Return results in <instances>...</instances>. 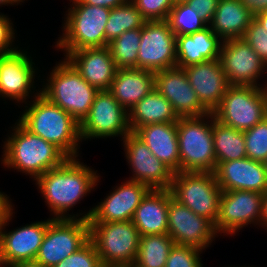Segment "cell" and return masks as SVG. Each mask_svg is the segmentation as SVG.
<instances>
[{
	"label": "cell",
	"mask_w": 267,
	"mask_h": 267,
	"mask_svg": "<svg viewBox=\"0 0 267 267\" xmlns=\"http://www.w3.org/2000/svg\"><path fill=\"white\" fill-rule=\"evenodd\" d=\"M214 174L222 191L246 190L263 194L267 191L264 164L247 157L220 163Z\"/></svg>",
	"instance_id": "7402d4cb"
},
{
	"label": "cell",
	"mask_w": 267,
	"mask_h": 267,
	"mask_svg": "<svg viewBox=\"0 0 267 267\" xmlns=\"http://www.w3.org/2000/svg\"><path fill=\"white\" fill-rule=\"evenodd\" d=\"M175 244L205 250L218 236L214 224L171 198L168 207V232Z\"/></svg>",
	"instance_id": "ac0fdd59"
},
{
	"label": "cell",
	"mask_w": 267,
	"mask_h": 267,
	"mask_svg": "<svg viewBox=\"0 0 267 267\" xmlns=\"http://www.w3.org/2000/svg\"><path fill=\"white\" fill-rule=\"evenodd\" d=\"M203 251L185 245L174 244L171 248L165 267H203L200 254Z\"/></svg>",
	"instance_id": "d590c367"
},
{
	"label": "cell",
	"mask_w": 267,
	"mask_h": 267,
	"mask_svg": "<svg viewBox=\"0 0 267 267\" xmlns=\"http://www.w3.org/2000/svg\"><path fill=\"white\" fill-rule=\"evenodd\" d=\"M263 164H264V167H265L266 172H267V159L263 162Z\"/></svg>",
	"instance_id": "f907efd6"
},
{
	"label": "cell",
	"mask_w": 267,
	"mask_h": 267,
	"mask_svg": "<svg viewBox=\"0 0 267 267\" xmlns=\"http://www.w3.org/2000/svg\"><path fill=\"white\" fill-rule=\"evenodd\" d=\"M253 18L239 0H219L209 26L222 41L240 39Z\"/></svg>",
	"instance_id": "83f0119b"
},
{
	"label": "cell",
	"mask_w": 267,
	"mask_h": 267,
	"mask_svg": "<svg viewBox=\"0 0 267 267\" xmlns=\"http://www.w3.org/2000/svg\"><path fill=\"white\" fill-rule=\"evenodd\" d=\"M183 69L200 102L212 113L230 86L220 60H207Z\"/></svg>",
	"instance_id": "603a6c76"
},
{
	"label": "cell",
	"mask_w": 267,
	"mask_h": 267,
	"mask_svg": "<svg viewBox=\"0 0 267 267\" xmlns=\"http://www.w3.org/2000/svg\"><path fill=\"white\" fill-rule=\"evenodd\" d=\"M222 42L209 25L195 33L176 36V66L185 68L219 59Z\"/></svg>",
	"instance_id": "d4e9b609"
},
{
	"label": "cell",
	"mask_w": 267,
	"mask_h": 267,
	"mask_svg": "<svg viewBox=\"0 0 267 267\" xmlns=\"http://www.w3.org/2000/svg\"><path fill=\"white\" fill-rule=\"evenodd\" d=\"M89 241V221L53 219L45 233L35 262L53 267Z\"/></svg>",
	"instance_id": "30bf717a"
},
{
	"label": "cell",
	"mask_w": 267,
	"mask_h": 267,
	"mask_svg": "<svg viewBox=\"0 0 267 267\" xmlns=\"http://www.w3.org/2000/svg\"><path fill=\"white\" fill-rule=\"evenodd\" d=\"M188 0H174V3L175 4H178V3H186Z\"/></svg>",
	"instance_id": "681fc988"
},
{
	"label": "cell",
	"mask_w": 267,
	"mask_h": 267,
	"mask_svg": "<svg viewBox=\"0 0 267 267\" xmlns=\"http://www.w3.org/2000/svg\"><path fill=\"white\" fill-rule=\"evenodd\" d=\"M167 21L176 36L189 35L208 26L186 3L174 4Z\"/></svg>",
	"instance_id": "836d02e7"
},
{
	"label": "cell",
	"mask_w": 267,
	"mask_h": 267,
	"mask_svg": "<svg viewBox=\"0 0 267 267\" xmlns=\"http://www.w3.org/2000/svg\"><path fill=\"white\" fill-rule=\"evenodd\" d=\"M147 21L167 20L174 0H130Z\"/></svg>",
	"instance_id": "74e56055"
},
{
	"label": "cell",
	"mask_w": 267,
	"mask_h": 267,
	"mask_svg": "<svg viewBox=\"0 0 267 267\" xmlns=\"http://www.w3.org/2000/svg\"><path fill=\"white\" fill-rule=\"evenodd\" d=\"M260 226L267 229V191L264 193L262 198V216L260 220Z\"/></svg>",
	"instance_id": "f6af8a7d"
},
{
	"label": "cell",
	"mask_w": 267,
	"mask_h": 267,
	"mask_svg": "<svg viewBox=\"0 0 267 267\" xmlns=\"http://www.w3.org/2000/svg\"><path fill=\"white\" fill-rule=\"evenodd\" d=\"M89 240L103 267H132L140 235L133 222H89Z\"/></svg>",
	"instance_id": "52a82bcc"
},
{
	"label": "cell",
	"mask_w": 267,
	"mask_h": 267,
	"mask_svg": "<svg viewBox=\"0 0 267 267\" xmlns=\"http://www.w3.org/2000/svg\"><path fill=\"white\" fill-rule=\"evenodd\" d=\"M25 0H0V6L2 5H18L21 4L20 2H24Z\"/></svg>",
	"instance_id": "c3c4849f"
},
{
	"label": "cell",
	"mask_w": 267,
	"mask_h": 267,
	"mask_svg": "<svg viewBox=\"0 0 267 267\" xmlns=\"http://www.w3.org/2000/svg\"><path fill=\"white\" fill-rule=\"evenodd\" d=\"M155 89L171 103L179 117H200L211 113L190 86L183 68L175 66L155 72Z\"/></svg>",
	"instance_id": "d6986e66"
},
{
	"label": "cell",
	"mask_w": 267,
	"mask_h": 267,
	"mask_svg": "<svg viewBox=\"0 0 267 267\" xmlns=\"http://www.w3.org/2000/svg\"><path fill=\"white\" fill-rule=\"evenodd\" d=\"M9 267H45L35 261H28V262H18L10 265Z\"/></svg>",
	"instance_id": "7dc6e473"
},
{
	"label": "cell",
	"mask_w": 267,
	"mask_h": 267,
	"mask_svg": "<svg viewBox=\"0 0 267 267\" xmlns=\"http://www.w3.org/2000/svg\"><path fill=\"white\" fill-rule=\"evenodd\" d=\"M242 39L251 46L267 66V32L254 18Z\"/></svg>",
	"instance_id": "f35d334b"
},
{
	"label": "cell",
	"mask_w": 267,
	"mask_h": 267,
	"mask_svg": "<svg viewBox=\"0 0 267 267\" xmlns=\"http://www.w3.org/2000/svg\"><path fill=\"white\" fill-rule=\"evenodd\" d=\"M21 49L0 55V97L26 104L29 93L34 96L40 93L34 90L38 68L28 52Z\"/></svg>",
	"instance_id": "2e32d148"
},
{
	"label": "cell",
	"mask_w": 267,
	"mask_h": 267,
	"mask_svg": "<svg viewBox=\"0 0 267 267\" xmlns=\"http://www.w3.org/2000/svg\"><path fill=\"white\" fill-rule=\"evenodd\" d=\"M83 4L91 6H101L105 8H115L117 6L125 4L128 0H79Z\"/></svg>",
	"instance_id": "ee69618b"
},
{
	"label": "cell",
	"mask_w": 267,
	"mask_h": 267,
	"mask_svg": "<svg viewBox=\"0 0 267 267\" xmlns=\"http://www.w3.org/2000/svg\"><path fill=\"white\" fill-rule=\"evenodd\" d=\"M53 267H103L94 244L89 240L75 253Z\"/></svg>",
	"instance_id": "8d00e7d4"
},
{
	"label": "cell",
	"mask_w": 267,
	"mask_h": 267,
	"mask_svg": "<svg viewBox=\"0 0 267 267\" xmlns=\"http://www.w3.org/2000/svg\"><path fill=\"white\" fill-rule=\"evenodd\" d=\"M253 16L267 11V0H239Z\"/></svg>",
	"instance_id": "7bdbcfd3"
},
{
	"label": "cell",
	"mask_w": 267,
	"mask_h": 267,
	"mask_svg": "<svg viewBox=\"0 0 267 267\" xmlns=\"http://www.w3.org/2000/svg\"><path fill=\"white\" fill-rule=\"evenodd\" d=\"M243 134L247 158L263 163L267 159V116Z\"/></svg>",
	"instance_id": "e575fe53"
},
{
	"label": "cell",
	"mask_w": 267,
	"mask_h": 267,
	"mask_svg": "<svg viewBox=\"0 0 267 267\" xmlns=\"http://www.w3.org/2000/svg\"><path fill=\"white\" fill-rule=\"evenodd\" d=\"M174 244L169 234L140 236L137 257L132 267H165Z\"/></svg>",
	"instance_id": "4dcf8cb0"
},
{
	"label": "cell",
	"mask_w": 267,
	"mask_h": 267,
	"mask_svg": "<svg viewBox=\"0 0 267 267\" xmlns=\"http://www.w3.org/2000/svg\"><path fill=\"white\" fill-rule=\"evenodd\" d=\"M51 71L40 93L81 124L88 116L98 90L88 84L66 58Z\"/></svg>",
	"instance_id": "277c9868"
},
{
	"label": "cell",
	"mask_w": 267,
	"mask_h": 267,
	"mask_svg": "<svg viewBox=\"0 0 267 267\" xmlns=\"http://www.w3.org/2000/svg\"><path fill=\"white\" fill-rule=\"evenodd\" d=\"M254 19L266 30L267 32V11L257 14Z\"/></svg>",
	"instance_id": "bcb514c9"
},
{
	"label": "cell",
	"mask_w": 267,
	"mask_h": 267,
	"mask_svg": "<svg viewBox=\"0 0 267 267\" xmlns=\"http://www.w3.org/2000/svg\"><path fill=\"white\" fill-rule=\"evenodd\" d=\"M11 201L7 194L0 191V228L5 224L10 215L14 213V205H12Z\"/></svg>",
	"instance_id": "b9f144b4"
},
{
	"label": "cell",
	"mask_w": 267,
	"mask_h": 267,
	"mask_svg": "<svg viewBox=\"0 0 267 267\" xmlns=\"http://www.w3.org/2000/svg\"><path fill=\"white\" fill-rule=\"evenodd\" d=\"M219 0H188L186 4L197 12L208 25L211 23Z\"/></svg>",
	"instance_id": "60d3db41"
},
{
	"label": "cell",
	"mask_w": 267,
	"mask_h": 267,
	"mask_svg": "<svg viewBox=\"0 0 267 267\" xmlns=\"http://www.w3.org/2000/svg\"><path fill=\"white\" fill-rule=\"evenodd\" d=\"M97 170L84 165L78 158H68L63 164L55 169L48 170L35 179L42 197L53 219H82L88 220L91 212L80 214H69L83 197L93 191L100 181ZM68 213V214H67ZM82 215V217H80Z\"/></svg>",
	"instance_id": "6da1fadb"
},
{
	"label": "cell",
	"mask_w": 267,
	"mask_h": 267,
	"mask_svg": "<svg viewBox=\"0 0 267 267\" xmlns=\"http://www.w3.org/2000/svg\"><path fill=\"white\" fill-rule=\"evenodd\" d=\"M130 132L129 113L109 90L98 91L88 116L80 124L81 142L116 136L122 140Z\"/></svg>",
	"instance_id": "8fae6325"
},
{
	"label": "cell",
	"mask_w": 267,
	"mask_h": 267,
	"mask_svg": "<svg viewBox=\"0 0 267 267\" xmlns=\"http://www.w3.org/2000/svg\"><path fill=\"white\" fill-rule=\"evenodd\" d=\"M144 141L153 155L174 173L180 172L177 123H154L134 132Z\"/></svg>",
	"instance_id": "484cf974"
},
{
	"label": "cell",
	"mask_w": 267,
	"mask_h": 267,
	"mask_svg": "<svg viewBox=\"0 0 267 267\" xmlns=\"http://www.w3.org/2000/svg\"><path fill=\"white\" fill-rule=\"evenodd\" d=\"M150 188L146 184L126 180L121 185L113 188V191L95 207L89 211L92 213L89 222H118L130 221L142 198Z\"/></svg>",
	"instance_id": "ffe728a7"
},
{
	"label": "cell",
	"mask_w": 267,
	"mask_h": 267,
	"mask_svg": "<svg viewBox=\"0 0 267 267\" xmlns=\"http://www.w3.org/2000/svg\"><path fill=\"white\" fill-rule=\"evenodd\" d=\"M121 141L132 171L129 180L146 184L150 189L170 188L174 172L153 155L141 138L130 132Z\"/></svg>",
	"instance_id": "9a60e30c"
},
{
	"label": "cell",
	"mask_w": 267,
	"mask_h": 267,
	"mask_svg": "<svg viewBox=\"0 0 267 267\" xmlns=\"http://www.w3.org/2000/svg\"><path fill=\"white\" fill-rule=\"evenodd\" d=\"M176 66V34L167 20L147 21L141 28L137 69L158 72Z\"/></svg>",
	"instance_id": "7c38bea8"
},
{
	"label": "cell",
	"mask_w": 267,
	"mask_h": 267,
	"mask_svg": "<svg viewBox=\"0 0 267 267\" xmlns=\"http://www.w3.org/2000/svg\"><path fill=\"white\" fill-rule=\"evenodd\" d=\"M13 213L0 228V267H9L18 262L34 261L49 223L53 218L36 221L7 232ZM8 223V224H7Z\"/></svg>",
	"instance_id": "e0dca14e"
},
{
	"label": "cell",
	"mask_w": 267,
	"mask_h": 267,
	"mask_svg": "<svg viewBox=\"0 0 267 267\" xmlns=\"http://www.w3.org/2000/svg\"><path fill=\"white\" fill-rule=\"evenodd\" d=\"M213 144L216 165L222 162L246 158L243 131L225 125L213 118Z\"/></svg>",
	"instance_id": "f546056e"
},
{
	"label": "cell",
	"mask_w": 267,
	"mask_h": 267,
	"mask_svg": "<svg viewBox=\"0 0 267 267\" xmlns=\"http://www.w3.org/2000/svg\"><path fill=\"white\" fill-rule=\"evenodd\" d=\"M141 28L126 31L108 43L107 47L118 69H137Z\"/></svg>",
	"instance_id": "d6a6232c"
},
{
	"label": "cell",
	"mask_w": 267,
	"mask_h": 267,
	"mask_svg": "<svg viewBox=\"0 0 267 267\" xmlns=\"http://www.w3.org/2000/svg\"><path fill=\"white\" fill-rule=\"evenodd\" d=\"M169 190L174 200L215 225L222 190L213 172L174 173Z\"/></svg>",
	"instance_id": "9c48e42d"
},
{
	"label": "cell",
	"mask_w": 267,
	"mask_h": 267,
	"mask_svg": "<svg viewBox=\"0 0 267 267\" xmlns=\"http://www.w3.org/2000/svg\"><path fill=\"white\" fill-rule=\"evenodd\" d=\"M219 60L230 85L267 87L266 80L265 85L259 82L267 73L266 64L242 38L223 41Z\"/></svg>",
	"instance_id": "5bb4252c"
},
{
	"label": "cell",
	"mask_w": 267,
	"mask_h": 267,
	"mask_svg": "<svg viewBox=\"0 0 267 267\" xmlns=\"http://www.w3.org/2000/svg\"><path fill=\"white\" fill-rule=\"evenodd\" d=\"M31 97L34 100L24 106L25 110L17 121L32 134L55 144L69 158H78L80 124L41 93Z\"/></svg>",
	"instance_id": "7a4b0ae2"
},
{
	"label": "cell",
	"mask_w": 267,
	"mask_h": 267,
	"mask_svg": "<svg viewBox=\"0 0 267 267\" xmlns=\"http://www.w3.org/2000/svg\"><path fill=\"white\" fill-rule=\"evenodd\" d=\"M72 6L65 14L63 35L56 41V47L66 56L83 48L105 47V26L111 9L91 6L79 0H70Z\"/></svg>",
	"instance_id": "8992f818"
},
{
	"label": "cell",
	"mask_w": 267,
	"mask_h": 267,
	"mask_svg": "<svg viewBox=\"0 0 267 267\" xmlns=\"http://www.w3.org/2000/svg\"><path fill=\"white\" fill-rule=\"evenodd\" d=\"M179 116L171 103L156 89L151 91L129 111V127L135 132L139 127L154 123H177Z\"/></svg>",
	"instance_id": "f1b7e54d"
},
{
	"label": "cell",
	"mask_w": 267,
	"mask_h": 267,
	"mask_svg": "<svg viewBox=\"0 0 267 267\" xmlns=\"http://www.w3.org/2000/svg\"><path fill=\"white\" fill-rule=\"evenodd\" d=\"M146 22L147 20L130 0L112 8L105 26V47L122 33L142 28Z\"/></svg>",
	"instance_id": "1f68e13d"
},
{
	"label": "cell",
	"mask_w": 267,
	"mask_h": 267,
	"mask_svg": "<svg viewBox=\"0 0 267 267\" xmlns=\"http://www.w3.org/2000/svg\"><path fill=\"white\" fill-rule=\"evenodd\" d=\"M171 198L169 189H150L142 198L131 220L140 236L167 234Z\"/></svg>",
	"instance_id": "cb8c5ba5"
},
{
	"label": "cell",
	"mask_w": 267,
	"mask_h": 267,
	"mask_svg": "<svg viewBox=\"0 0 267 267\" xmlns=\"http://www.w3.org/2000/svg\"><path fill=\"white\" fill-rule=\"evenodd\" d=\"M13 25L10 18L0 12V55L14 52L19 48L18 45L17 47L13 45L15 44L13 43L15 42Z\"/></svg>",
	"instance_id": "ab89813d"
},
{
	"label": "cell",
	"mask_w": 267,
	"mask_h": 267,
	"mask_svg": "<svg viewBox=\"0 0 267 267\" xmlns=\"http://www.w3.org/2000/svg\"><path fill=\"white\" fill-rule=\"evenodd\" d=\"M212 114L237 130L250 129L267 116V87L230 85Z\"/></svg>",
	"instance_id": "ba28073f"
},
{
	"label": "cell",
	"mask_w": 267,
	"mask_h": 267,
	"mask_svg": "<svg viewBox=\"0 0 267 267\" xmlns=\"http://www.w3.org/2000/svg\"><path fill=\"white\" fill-rule=\"evenodd\" d=\"M263 195L261 192L246 190L222 191L219 215L214 225L218 235L223 233L232 236L251 224L260 227Z\"/></svg>",
	"instance_id": "4fadbf2b"
},
{
	"label": "cell",
	"mask_w": 267,
	"mask_h": 267,
	"mask_svg": "<svg viewBox=\"0 0 267 267\" xmlns=\"http://www.w3.org/2000/svg\"><path fill=\"white\" fill-rule=\"evenodd\" d=\"M5 138L1 164L9 169L30 175L35 180L63 164L69 157L55 144L32 134L18 121Z\"/></svg>",
	"instance_id": "3957f363"
},
{
	"label": "cell",
	"mask_w": 267,
	"mask_h": 267,
	"mask_svg": "<svg viewBox=\"0 0 267 267\" xmlns=\"http://www.w3.org/2000/svg\"><path fill=\"white\" fill-rule=\"evenodd\" d=\"M65 58L98 91L110 89L118 68L107 46L79 49Z\"/></svg>",
	"instance_id": "44dd1931"
},
{
	"label": "cell",
	"mask_w": 267,
	"mask_h": 267,
	"mask_svg": "<svg viewBox=\"0 0 267 267\" xmlns=\"http://www.w3.org/2000/svg\"><path fill=\"white\" fill-rule=\"evenodd\" d=\"M155 89V73L130 68L118 69L109 91L118 103L129 111Z\"/></svg>",
	"instance_id": "4316f807"
},
{
	"label": "cell",
	"mask_w": 267,
	"mask_h": 267,
	"mask_svg": "<svg viewBox=\"0 0 267 267\" xmlns=\"http://www.w3.org/2000/svg\"><path fill=\"white\" fill-rule=\"evenodd\" d=\"M213 118L212 113L200 117H179L177 138L180 172H215Z\"/></svg>",
	"instance_id": "5b68a950"
}]
</instances>
